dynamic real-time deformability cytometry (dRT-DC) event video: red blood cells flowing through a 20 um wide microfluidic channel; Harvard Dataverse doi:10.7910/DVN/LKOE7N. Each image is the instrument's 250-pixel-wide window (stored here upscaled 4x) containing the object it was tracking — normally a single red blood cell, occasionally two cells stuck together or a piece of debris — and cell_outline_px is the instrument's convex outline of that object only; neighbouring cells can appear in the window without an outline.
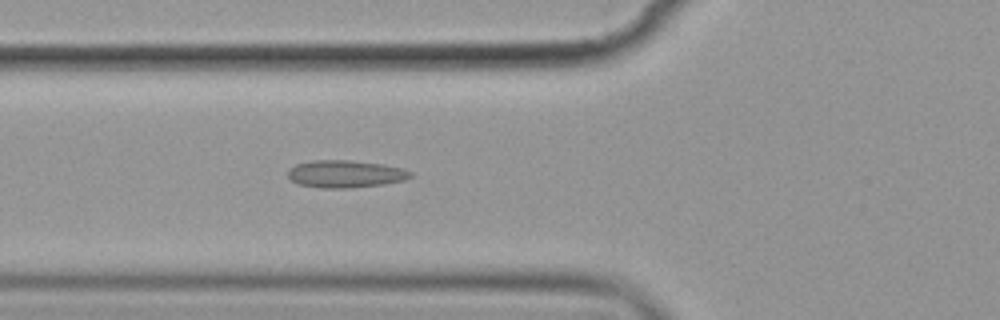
{"species": "common noctule bat (a hibernating species)", "species_latin": "Nyctalus noctula", "temperature_condition": "cold", "stored_images_in_passage": 5, "camera_frame_rate_fps": 3000, "um_per_image_px": 0.085, "animal": {"sex": "female", "body_mass_g": 19.9}, "frame": {"image": 1, "passage_image": 5, "time_ms": 4.667, "image_size_px": [1000, 320], "cell_outline_px": [[412, 176], [404, 180], [384, 184], [348, 188], [320, 188], [300, 184], [292, 180], [288, 176], [288, 168], [296, 164], [312, 160], [348, 160], [384, 164], [404, 168], [412, 172]], "centroid_in_image_um": [29.37, 14.78], "position_along_channel_um": 96.4, "area_um2": 19.65}}